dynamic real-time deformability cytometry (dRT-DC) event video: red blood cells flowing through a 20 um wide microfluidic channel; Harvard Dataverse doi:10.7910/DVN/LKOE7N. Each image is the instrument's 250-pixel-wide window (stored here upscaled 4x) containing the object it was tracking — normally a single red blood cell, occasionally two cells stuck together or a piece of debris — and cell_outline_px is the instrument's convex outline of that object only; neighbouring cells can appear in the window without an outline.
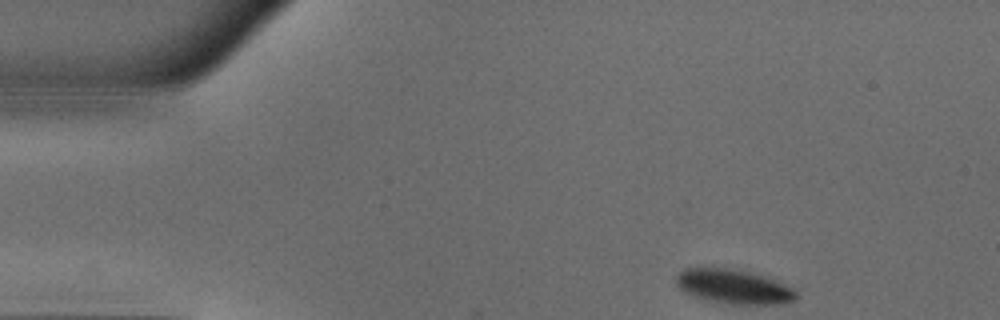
{"species": "common noctule bat (a hibernating species)", "species_latin": "Nyctalus noctula", "temperature_condition": "warm", "stored_images_in_passage": 45, "camera_frame_rate_fps": 3000, "um_per_image_px": 0.085, "animal": {"sex": "male", "body_mass_g": 18.8}, "frame": {"image": 1, "passage_image": 1, "time_ms": 0.0, "image_size_px": [1000, 320], "cell_outline_px": [[796, 296], [792, 300], [776, 304], [728, 304], [708, 300], [684, 292], [676, 284], [676, 276], [684, 268], [732, 268], [768, 276], [796, 292]], "centroid_in_image_um": [62.31, 24.35], "position_along_channel_um": 22.7, "area_um2": 23.7}}
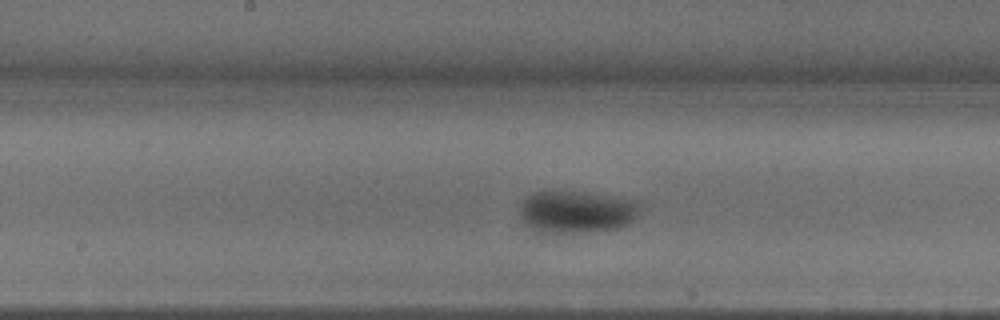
{"frame": {"image": 2, "passage_image": 20, "time_ms": 6.333, "image_size_px": [1000, 320], "cell_outline_px": [[640, 208], [632, 220], [628, 224], [616, 228], [596, 232], [556, 236], [544, 236], [536, 232], [520, 216], [520, 204], [528, 196], [536, 192], [552, 188], [584, 192], [636, 200], [640, 204]], "centroid_in_image_um": [48.93, 18.03], "position_along_channel_um": 199.3, "area_um2": 30.98}}
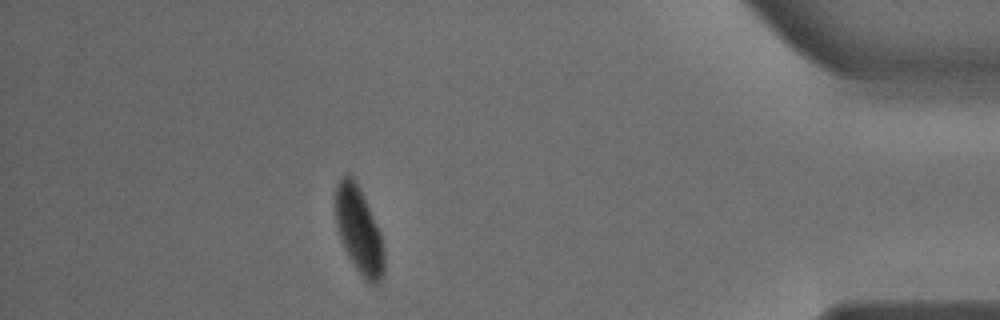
{"frame": {"image": 3, "passage_image": 39, "time_ms": 12.667, "image_size_px": [1000, 320], "cell_outline_px": [[384, 272], [380, 280], [376, 284], [372, 284], [364, 280], [348, 256], [344, 248], [336, 224], [336, 184], [348, 172], [356, 180], [380, 232], [384, 252]], "centroid_in_image_um": [30.51, 19.59], "position_along_channel_um": 404.7, "area_um2": 24.22}, "authors_computed_cell_mechanics": {"area_um2": 28.6688, "velocity_mm_per_s": 3.9746, "shape_relaxation_time_tau1_ms": 5.4973, "shape_relaxation_time_tau2_ms": null, "deformation_change_tau1": 0.1706, "deformation_change_tau2": null}}